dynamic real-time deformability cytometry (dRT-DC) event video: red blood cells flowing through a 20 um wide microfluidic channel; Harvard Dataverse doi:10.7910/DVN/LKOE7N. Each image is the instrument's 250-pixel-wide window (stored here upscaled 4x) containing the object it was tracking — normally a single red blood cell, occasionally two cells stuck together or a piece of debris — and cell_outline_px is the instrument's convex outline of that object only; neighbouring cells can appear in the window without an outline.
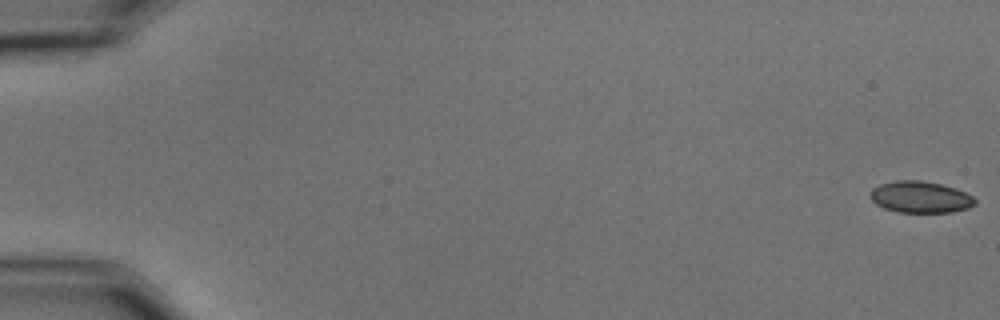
{"species": "common noctule bat (a hibernating species)", "species_latin": "Nyctalus noctula", "temperature_condition": "cold", "stored_images_in_passage": 58, "camera_frame_rate_fps": 3000, "um_per_image_px": 0.085, "animal": {"sex": "male", "body_mass_g": 15.6}, "frame": {"image": 1, "passage_image": 1, "time_ms": 0.0, "image_size_px": [1000, 320], "cell_outline_px": [[976, 204], [968, 208], [952, 212], [900, 212], [884, 208], [876, 204], [868, 196], [872, 188], [880, 184], [896, 180], [920, 180], [940, 184], [956, 188], [972, 196], [976, 200]], "centroid_in_image_um": [78.21, 16.74], "position_along_channel_um": 6.8, "area_um2": 19.31}}
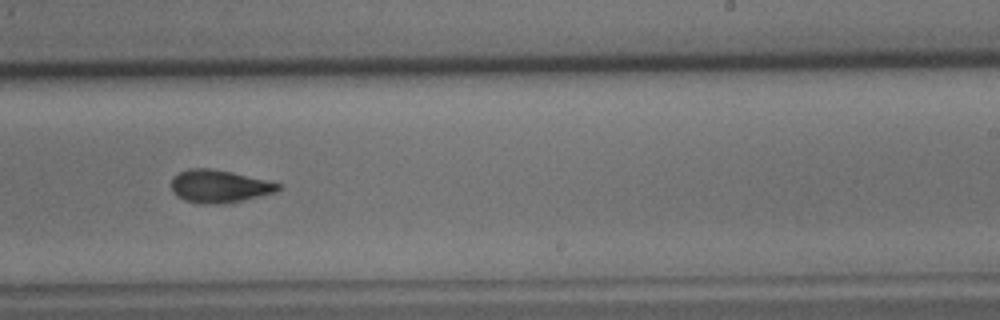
{"frame": {"image": 2, "passage_image": 37, "time_ms": 12.0, "image_size_px": [1000, 320], "cell_outline_px": [[284, 184], [276, 192], [244, 200], [224, 204], [208, 204], [184, 200], [176, 196], [172, 192], [172, 176], [188, 168], [208, 168], [232, 172], [268, 180]], "centroid_in_image_um": [18.65, 15.83], "position_along_channel_um": 270.3, "area_um2": 20.58}}
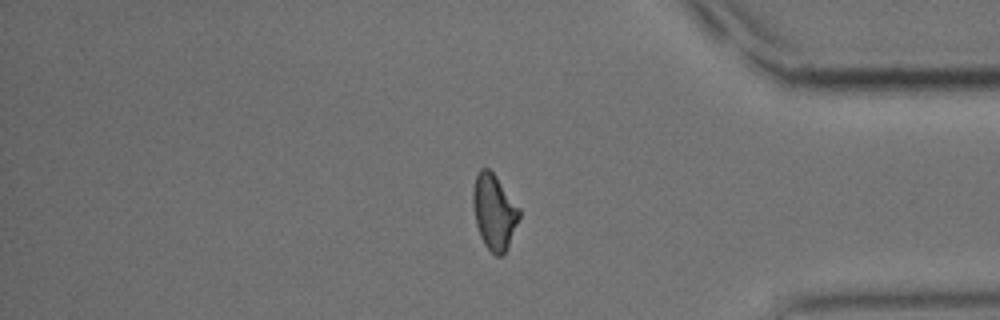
{"frame": {"image": 3, "passage_image": 49, "time_ms": 16.0, "image_size_px": [1000, 320], "cell_outline_px": [[520, 216], [508, 248], [500, 256], [496, 256], [484, 244], [480, 236], [476, 224], [472, 204], [472, 192], [476, 176], [480, 168], [488, 168], [496, 176], [520, 208]], "centroid_in_image_um": [42.0, 18.0], "position_along_channel_um": 393.2, "area_um2": 20.29}, "authors_computed_cell_mechanics": {"area_um2": 20.23, "velocity_mm_per_s": 3.5397, "shape_relaxation_time_tau1_ms": 5.8019, "shape_relaxation_time_tau2_ms": 3.064, "deformation_change_tau1": 0.1529, "deformation_change_tau2": 0.0882}}